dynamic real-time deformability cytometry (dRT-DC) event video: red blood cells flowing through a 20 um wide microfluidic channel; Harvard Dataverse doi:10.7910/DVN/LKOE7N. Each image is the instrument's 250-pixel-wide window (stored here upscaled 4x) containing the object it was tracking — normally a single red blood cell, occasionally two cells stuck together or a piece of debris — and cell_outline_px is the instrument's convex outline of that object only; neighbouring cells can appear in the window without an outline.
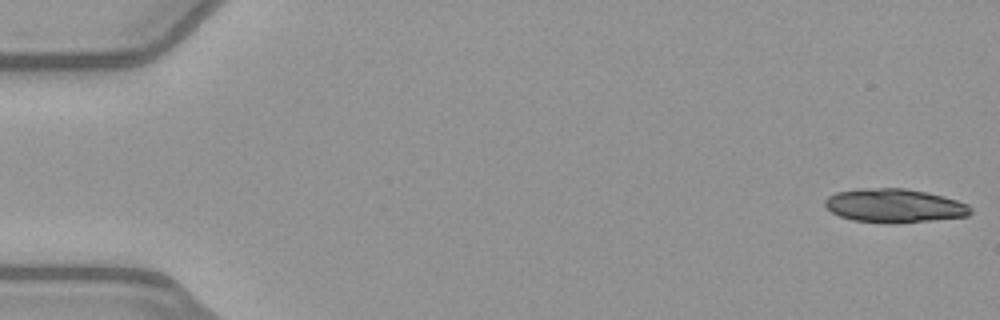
{"species": "common noctule bat (a hibernating species)", "species_latin": "Nyctalus noctula", "temperature_condition": "warm", "stored_images_in_passage": 52, "segment_of_instrument_passage": [1, 2], "camera_frame_rate_fps": 3000, "um_per_image_px": 0.085, "animal": {"sex": "female", "body_mass_g": 21.9}, "frame": {"image": 1, "passage_image": 1, "time_ms": 0.0, "image_size_px": [1000, 320], "cell_outline_px": [[972, 212], [968, 216], [928, 220], [852, 220], [840, 216], [832, 212], [824, 204], [824, 200], [828, 196], [836, 192], [856, 188], [904, 188], [944, 196], [968, 204], [972, 208]], "centroid_in_image_um": [76.01, 17.42], "position_along_channel_um": 9.0, "area_um2": 27.57}}
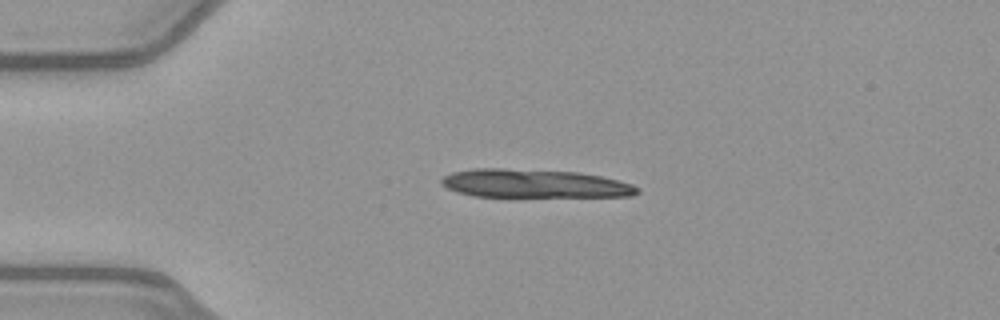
{"frame": {"image": 2, "passage_image": 12, "time_ms": 3.667, "image_size_px": [1000, 320], "cell_outline_px": [[640, 192], [632, 196], [472, 196], [456, 192], [440, 184], [440, 180], [444, 176], [452, 172], [472, 168], [504, 168], [580, 172], [600, 176], [632, 184], [640, 188]], "centroid_in_image_um": [45.38, 15.59], "position_along_channel_um": 39.6, "area_um2": 32.48}}